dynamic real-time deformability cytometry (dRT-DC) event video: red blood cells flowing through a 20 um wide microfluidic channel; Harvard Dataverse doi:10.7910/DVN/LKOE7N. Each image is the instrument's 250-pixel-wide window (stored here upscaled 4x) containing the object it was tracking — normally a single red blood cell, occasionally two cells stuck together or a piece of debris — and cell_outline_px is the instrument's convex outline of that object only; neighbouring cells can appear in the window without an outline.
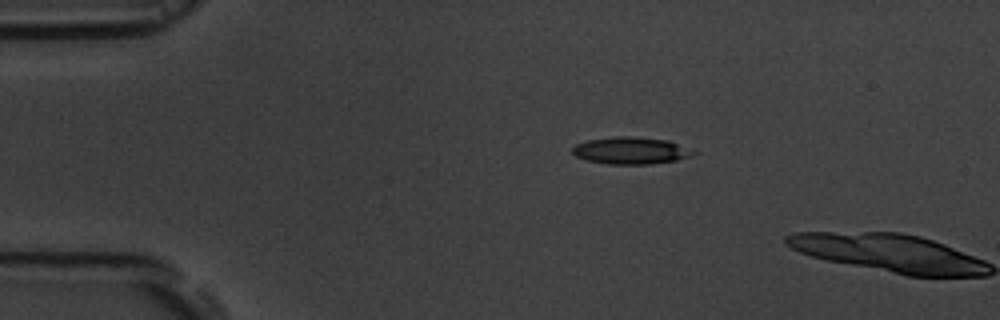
{"species": "common noctule bat (a hibernating species)", "species_latin": "Nyctalus noctula", "temperature_condition": "room temperature", "stored_images_in_passage": 4, "camera_frame_rate_fps": 3000, "um_per_image_px": 0.085, "animal": {"sex": "male", "body_mass_g": 19.5, "forearm_length_mm": 54.6}, "frame": {"image": 1, "passage_image": 3, "time_ms": 2.0, "image_size_px": [1000, 320], "cell_outline_px": [[696, 152], [688, 156], [676, 160], [652, 164], [608, 164], [588, 160], [576, 156], [572, 152], [572, 148], [576, 144], [588, 140], [616, 136], [628, 136], [668, 140]], "centroid_in_image_um": [53.57, 12.8], "position_along_channel_um": 31.4, "area_um2": 18.73}}